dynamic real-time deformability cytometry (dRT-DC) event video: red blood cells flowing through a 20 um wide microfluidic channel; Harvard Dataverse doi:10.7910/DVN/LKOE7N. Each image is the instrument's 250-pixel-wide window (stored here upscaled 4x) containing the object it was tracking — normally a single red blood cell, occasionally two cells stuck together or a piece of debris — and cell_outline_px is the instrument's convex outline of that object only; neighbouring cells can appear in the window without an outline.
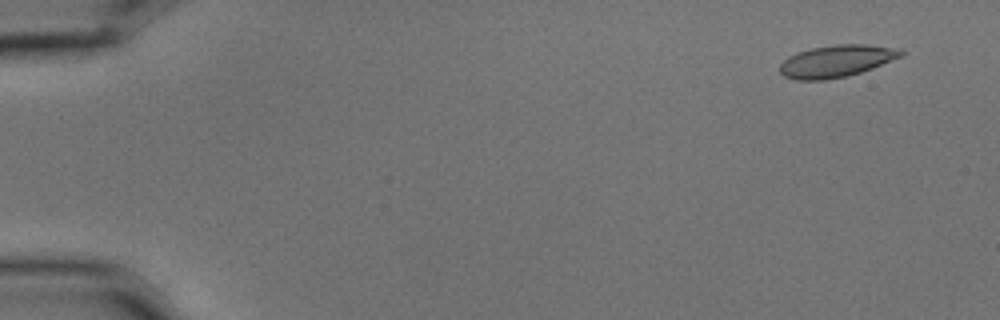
{"species": "common noctule bat (a hibernating species)", "species_latin": "Nyctalus noctula", "temperature_condition": "cold", "stored_images_in_passage": 4, "camera_frame_rate_fps": 3000, "um_per_image_px": 0.085, "animal": {"sex": "male", "body_mass_g": 15.6}, "frame": {"image": 1, "passage_image": 1, "time_ms": 0.0, "image_size_px": [1000, 320], "cell_outline_px": [[904, 52], [900, 56], [872, 68], [848, 76], [824, 80], [796, 80], [784, 76], [780, 72], [780, 64], [788, 56], [812, 48], [836, 44], [868, 44], [900, 48]], "centroid_in_image_um": [71.09, 5.19], "position_along_channel_um": 13.9, "area_um2": 22.48}}